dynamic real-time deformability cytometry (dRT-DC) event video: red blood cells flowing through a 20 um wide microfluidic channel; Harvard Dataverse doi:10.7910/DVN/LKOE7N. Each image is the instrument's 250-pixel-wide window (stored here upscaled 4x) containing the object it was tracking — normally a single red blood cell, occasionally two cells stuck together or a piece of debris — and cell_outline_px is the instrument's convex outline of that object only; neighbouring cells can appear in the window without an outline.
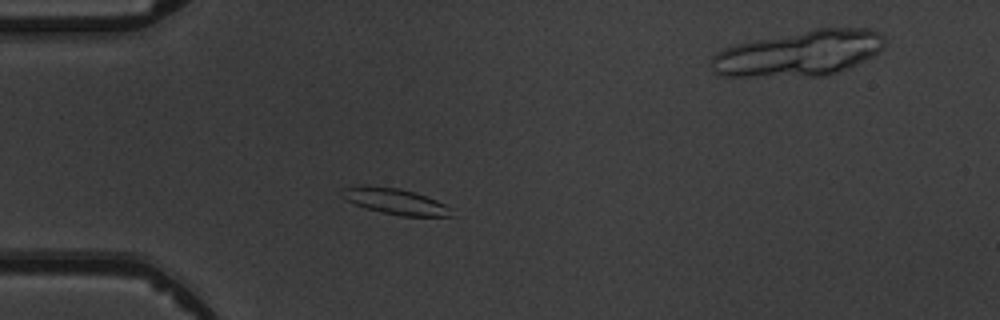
{"species": "common noctule bat (a hibernating species)", "species_latin": "Nyctalus noctula", "temperature_condition": "warm", "stored_images_in_passage": 4, "camera_frame_rate_fps": 3000, "um_per_image_px": 0.085, "animal": {"sex": "male", "body_mass_g": 19.5, "forearm_length_mm": 54.6}, "frame": {"image": 1, "passage_image": 3, "time_ms": 2.333, "image_size_px": [1000, 320], "cell_outline_px": [[452, 216], [400, 216], [364, 208], [340, 196], [344, 188], [364, 184], [400, 188], [436, 200], [452, 208]], "centroid_in_image_um": [33.57, 17.11], "position_along_channel_um": 51.4, "area_um2": 16.47}}